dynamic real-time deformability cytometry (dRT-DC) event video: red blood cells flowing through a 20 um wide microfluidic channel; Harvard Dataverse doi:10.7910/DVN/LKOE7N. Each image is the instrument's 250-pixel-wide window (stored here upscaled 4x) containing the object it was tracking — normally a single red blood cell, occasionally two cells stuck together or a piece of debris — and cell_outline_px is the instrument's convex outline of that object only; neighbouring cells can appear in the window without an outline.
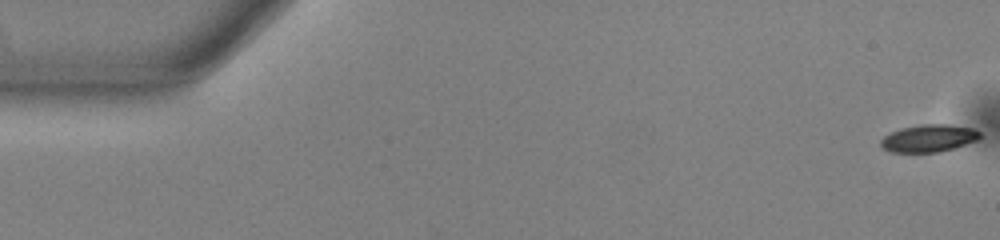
{"species": "common noctule bat (a hibernating species)", "species_latin": "Nyctalus noctula", "temperature_condition": "warm", "stored_images_in_passage": 55, "camera_frame_rate_fps": 3000, "um_per_image_px": 0.085, "animal": {"sex": "male", "body_mass_g": 13.0, "forearm_length_mm": 53.1}, "frame": {"image": 1, "passage_image": 1, "time_ms": 0.0, "image_size_px": [1000, 240], "cell_outline_px": [[980, 136], [976, 140], [940, 152], [888, 152], [880, 144], [880, 140], [884, 136], [900, 128], [920, 124], [948, 124], [972, 128], [980, 132]], "centroid_in_image_um": [78.9, 11.74], "position_along_channel_um": 6.1, "area_um2": 15.72}}
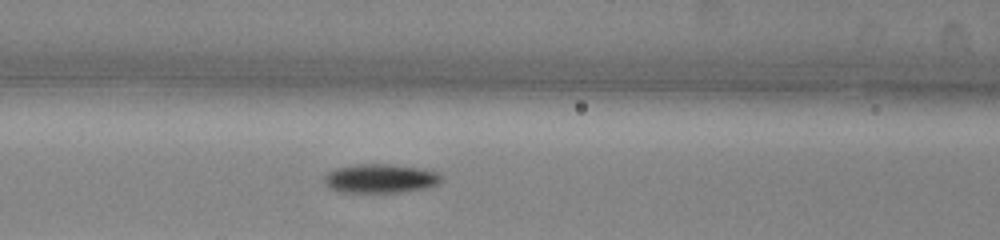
{"frame": {"image": 2, "passage_image": 23, "time_ms": 7.333, "image_size_px": [1000, 240], "cell_outline_px": [[444, 176], [436, 184], [428, 188], [404, 192], [336, 192], [328, 188], [324, 184], [324, 176], [332, 168], [356, 164], [388, 164], [424, 168], [436, 172]], "centroid_in_image_um": [32.29, 15.17], "position_along_channel_um": 134.3, "area_um2": 20.17}}
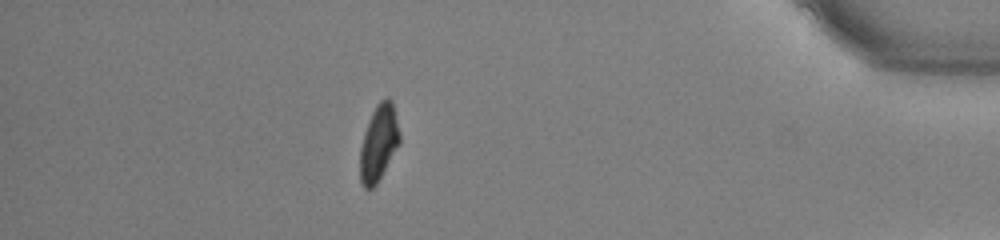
{"frame": {"image": 3, "passage_image": 48, "time_ms": 15.667, "image_size_px": [1000, 240], "cell_outline_px": [[400, 144], [376, 184], [372, 188], [364, 188], [360, 180], [360, 148], [364, 132], [372, 112], [376, 104], [380, 100], [392, 100], [400, 132]], "centroid_in_image_um": [32.19, 12.15], "position_along_channel_um": 403.0, "area_um2": 17.46}, "authors_computed_cell_mechanics": {"area_um2": 17.6868, "velocity_mm_per_s": 3.8056, "shape_relaxation_time_tau1_ms": 2.6488, "shape_relaxation_time_tau2_ms": 7.7242, "deformation_change_tau1": 0.1305, "deformation_change_tau2": 0.1419}}